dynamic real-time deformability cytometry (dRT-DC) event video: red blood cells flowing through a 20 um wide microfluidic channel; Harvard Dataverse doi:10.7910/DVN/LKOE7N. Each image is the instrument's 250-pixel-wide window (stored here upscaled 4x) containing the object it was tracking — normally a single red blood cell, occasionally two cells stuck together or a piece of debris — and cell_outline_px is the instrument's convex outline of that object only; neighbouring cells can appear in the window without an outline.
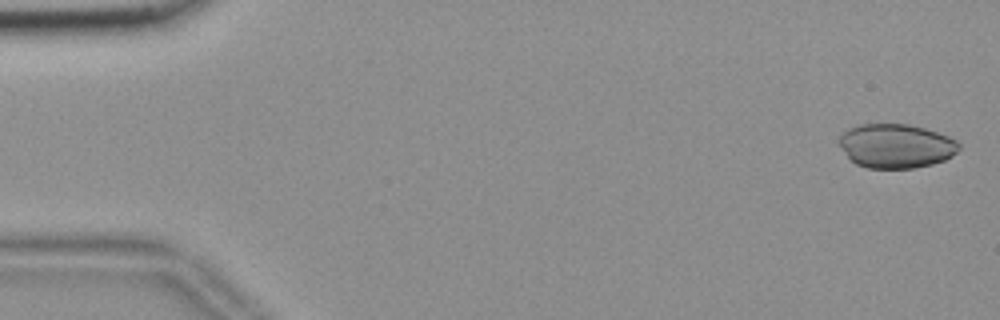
{"species": "common noctule bat (a hibernating species)", "species_latin": "Nyctalus noctula", "temperature_condition": "room temperature", "stored_images_in_passage": 55, "camera_frame_rate_fps": 3000, "um_per_image_px": 0.085, "animal": {"sex": "female", "body_mass_g": 18.4}, "frame": {"image": 1, "passage_image": 2, "time_ms": 0.333, "image_size_px": [1000, 320], "cell_outline_px": [[960, 148], [952, 156], [944, 160], [932, 164], [912, 168], [868, 168], [856, 164], [848, 156], [836, 140], [848, 128], [856, 124], [908, 124], [924, 128], [948, 136], [956, 140], [960, 144]], "centroid_in_image_um": [76.15, 12.4], "position_along_channel_um": 8.9, "area_um2": 30.81}}
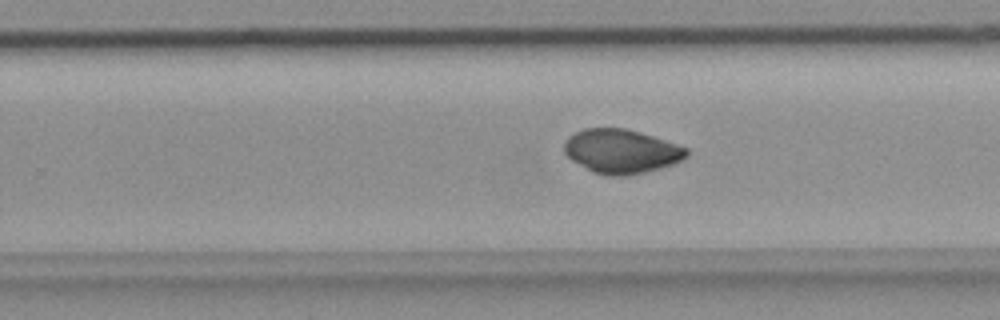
{"frame": {"image": 2, "passage_image": 35, "time_ms": 11.333, "image_size_px": [1000, 320], "cell_outline_px": [[688, 156], [672, 164], [660, 168], [628, 176], [608, 176], [592, 172], [572, 160], [564, 152], [564, 144], [568, 136], [584, 128], [624, 128], [640, 132], [688, 148]], "centroid_in_image_um": [52.79, 12.86], "position_along_channel_um": 277.0, "area_um2": 31.33}}
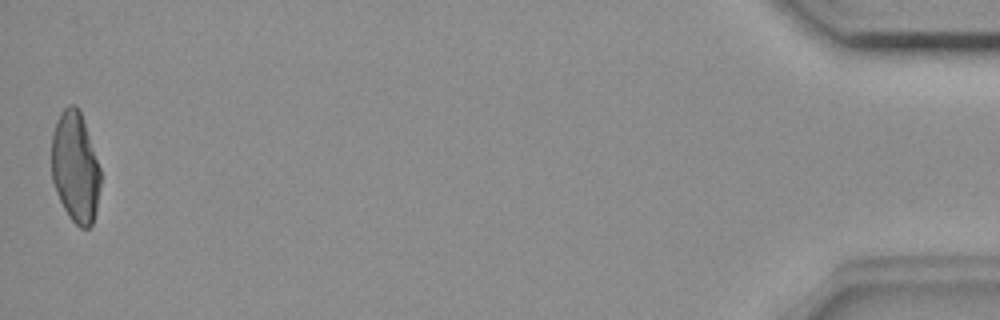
{"frame": {"image": 3, "passage_image": 55, "time_ms": 18.0, "image_size_px": [1000, 320], "cell_outline_px": [[100, 188], [96, 212], [92, 224], [88, 228], [80, 228], [68, 216], [60, 200], [52, 180], [52, 136], [56, 120], [60, 112], [68, 104], [76, 104], [80, 112], [100, 168]], "centroid_in_image_um": [6.39, 14.23], "position_along_channel_um": 428.8, "area_um2": 31.39}}